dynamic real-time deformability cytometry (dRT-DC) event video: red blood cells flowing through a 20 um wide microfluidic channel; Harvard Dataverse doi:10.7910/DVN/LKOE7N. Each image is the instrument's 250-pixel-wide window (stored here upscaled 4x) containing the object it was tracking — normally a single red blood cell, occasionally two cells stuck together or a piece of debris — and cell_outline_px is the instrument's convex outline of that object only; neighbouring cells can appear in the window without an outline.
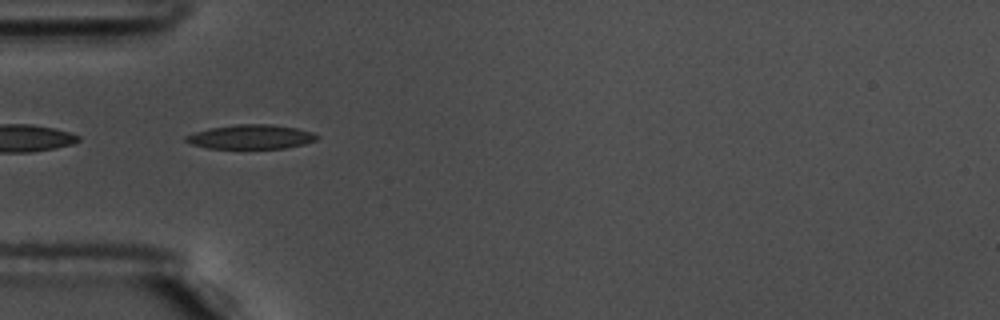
{"species": "common noctule bat (a hibernating species)", "species_latin": "Nyctalus noctula", "temperature_condition": "warm", "stored_images_in_passage": 56, "segment_of_instrument_passage": [2, 2], "camera_frame_rate_fps": 3000, "um_per_image_px": 0.085, "animal": {"sex": "male", "body_mass_g": 17.5, "forearm_length_mm": 52.3}, "frame": {"image": 1, "passage_image": 18, "time_ms": 5.667, "image_size_px": [1000, 320], "cell_outline_px": [[320, 136], [316, 140], [304, 144], [284, 148], [208, 148], [192, 144], [184, 140], [184, 136], [208, 128], [236, 124], [272, 124], [296, 128], [312, 132]], "centroid_in_image_um": [21.33, 11.62], "position_along_channel_um": 63.7, "area_um2": 18.5}}
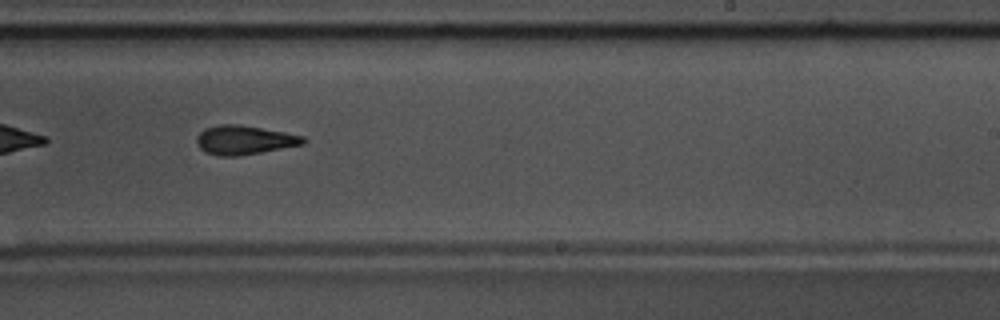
{"frame": {"image": 2, "passage_image": 35, "time_ms": 11.333, "image_size_px": [1000, 320], "cell_outline_px": [[308, 140], [304, 144], [240, 156], [216, 156], [204, 152], [196, 144], [196, 136], [204, 128], [220, 124], [236, 124], [284, 132], [304, 136]], "centroid_in_image_um": [20.73, 11.91], "position_along_channel_um": 268.3, "area_um2": 18.15}}